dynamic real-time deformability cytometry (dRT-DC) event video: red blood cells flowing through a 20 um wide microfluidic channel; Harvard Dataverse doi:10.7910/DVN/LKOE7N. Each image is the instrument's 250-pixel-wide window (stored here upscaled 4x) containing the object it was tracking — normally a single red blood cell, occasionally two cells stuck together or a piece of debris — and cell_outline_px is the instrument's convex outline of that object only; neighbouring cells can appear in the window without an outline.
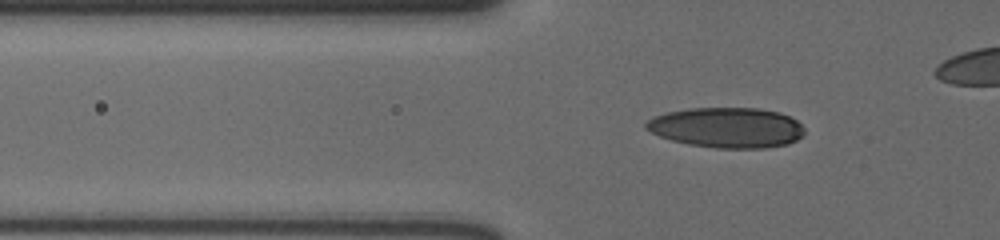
{"species": "human", "species_latin": "Homo sapiens", "temperature_condition": "cold", "stored_images_in_passage": 45, "camera_frame_rate_fps": 3000, "um_per_image_px": 0.085, "donor": {"sex": "male"}, "frame": {"image": 1, "passage_image": 12, "time_ms": 3.667, "image_size_px": [1000, 240], "cell_outline_px": [[804, 136], [788, 144], [764, 148], [716, 148], [688, 144], [672, 140], [660, 136], [644, 128], [644, 124], [648, 120], [656, 116], [668, 112], [688, 108], [756, 108], [780, 112], [796, 120], [804, 128]], "centroid_in_image_um": [61.8, 10.85], "position_along_channel_um": 64.0, "area_um2": 37.17}}
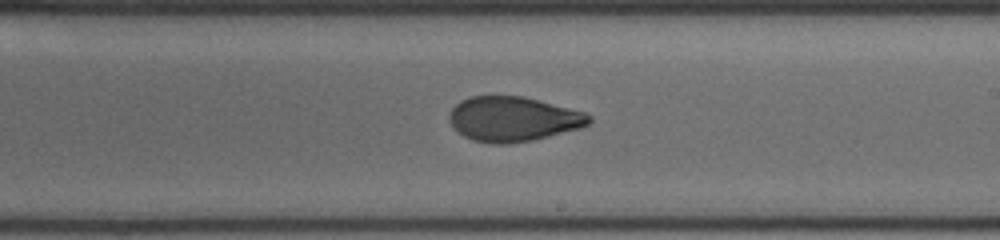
{"frame": {"image": 2, "passage_image": 28, "time_ms": 9.0, "image_size_px": [1000, 240], "cell_outline_px": [[592, 120], [588, 124], [580, 128], [532, 140], [508, 144], [492, 144], [472, 140], [464, 136], [448, 120], [448, 116], [452, 108], [460, 100], [472, 96], [524, 96], [584, 112], [592, 116]], "centroid_in_image_um": [43.6, 10.11], "position_along_channel_um": 245.4, "area_um2": 36.36}}
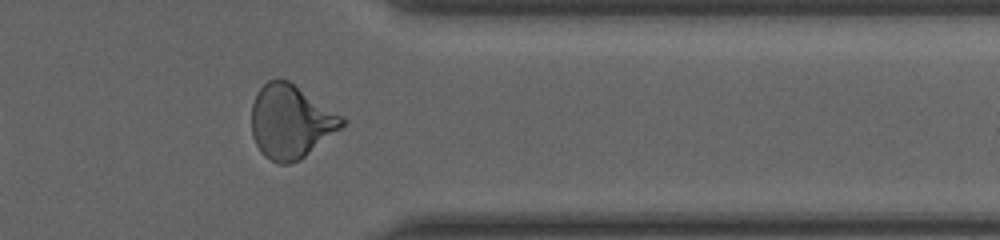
{"frame": {"image": 3, "passage_image": 40, "time_ms": 13.0, "image_size_px": [1000, 240], "cell_outline_px": [[348, 120], [340, 128], [300, 160], [288, 164], [280, 164], [264, 156], [260, 152], [252, 136], [252, 104], [256, 92], [268, 80], [288, 80], [344, 116]], "centroid_in_image_um": [24.71, 10.34], "position_along_channel_um": 386.7, "area_um2": 38.67}}